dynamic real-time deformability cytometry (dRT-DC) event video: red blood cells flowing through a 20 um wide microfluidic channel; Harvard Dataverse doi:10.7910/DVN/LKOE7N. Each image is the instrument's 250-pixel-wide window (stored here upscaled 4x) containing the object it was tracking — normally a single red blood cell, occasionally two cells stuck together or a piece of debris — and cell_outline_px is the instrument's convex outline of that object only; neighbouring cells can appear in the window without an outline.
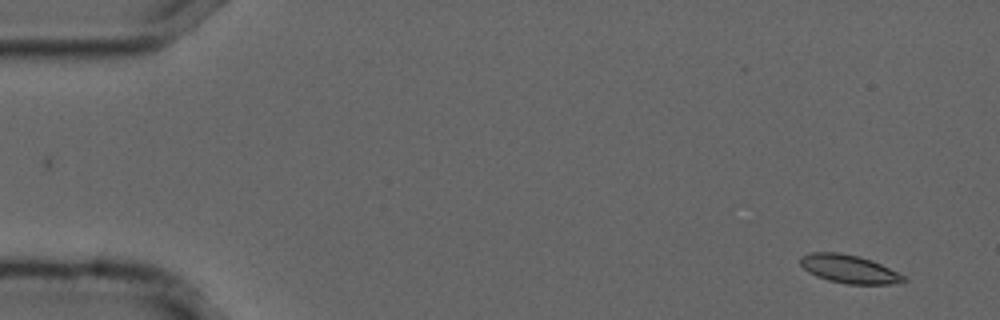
{"species": "common noctule bat (a hibernating species)", "species_latin": "Nyctalus noctula", "temperature_condition": "cold", "stored_images_in_passage": 53, "camera_frame_rate_fps": 3000, "um_per_image_px": 0.085, "animal": {"sex": "male", "forearm_length_mm": 52.5}, "frame": {"image": 1, "passage_image": 1, "time_ms": 0.0, "image_size_px": [1000, 320], "cell_outline_px": [[908, 280], [892, 284], [848, 284], [828, 280], [816, 276], [808, 272], [800, 264], [800, 256], [812, 252], [840, 252], [860, 256], [872, 260], [904, 276]], "centroid_in_image_um": [72.14, 22.85], "position_along_channel_um": 12.9, "area_um2": 16.99}}
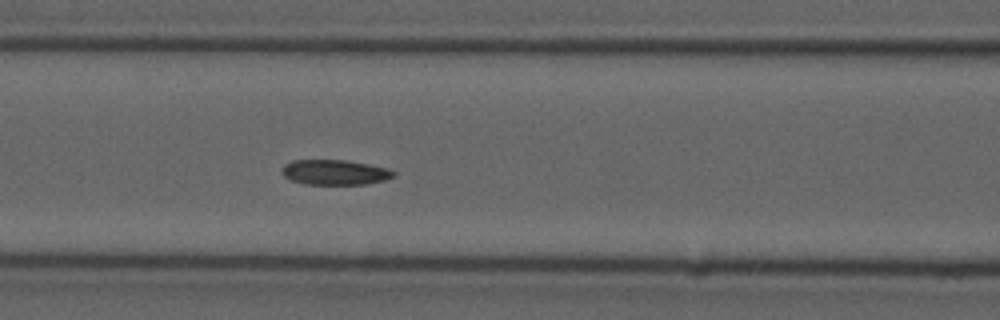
{"frame": {"image": 2, "passage_image": 21, "time_ms": 6.667, "image_size_px": [1000, 320], "cell_outline_px": [[396, 176], [384, 180], [368, 184], [304, 184], [292, 180], [284, 176], [280, 172], [284, 164], [292, 160], [344, 160], [368, 164], [388, 168], [396, 172]], "centroid_in_image_um": [28.46, 14.64], "position_along_channel_um": 138.1, "area_um2": 16.42}}
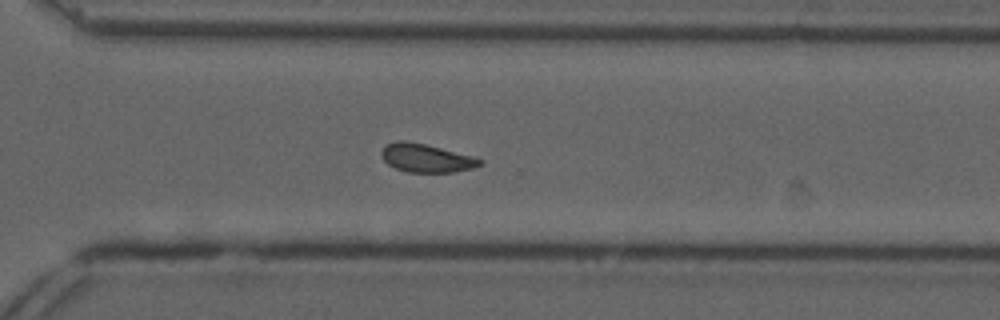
{"frame": {"image": 3, "passage_image": 37, "time_ms": 12.0, "image_size_px": [1000, 320], "cell_outline_px": [[484, 164], [472, 168], [452, 172], [404, 172], [388, 164], [380, 156], [380, 152], [388, 144], [396, 140], [404, 140], [424, 144], [476, 156], [484, 160]], "centroid_in_image_um": [36.26, 13.43], "position_along_channel_um": 334.3, "area_um2": 16.42}, "authors_computed_cell_mechanics": {"area_um2": 16.8198, "velocity_mm_per_s": 3.6885, "shape_relaxation_time_tau1_ms": null, "shape_relaxation_time_tau2_ms": 3.0241, "deformation_change_tau1": null, "deformation_change_tau2": 0.0882}}